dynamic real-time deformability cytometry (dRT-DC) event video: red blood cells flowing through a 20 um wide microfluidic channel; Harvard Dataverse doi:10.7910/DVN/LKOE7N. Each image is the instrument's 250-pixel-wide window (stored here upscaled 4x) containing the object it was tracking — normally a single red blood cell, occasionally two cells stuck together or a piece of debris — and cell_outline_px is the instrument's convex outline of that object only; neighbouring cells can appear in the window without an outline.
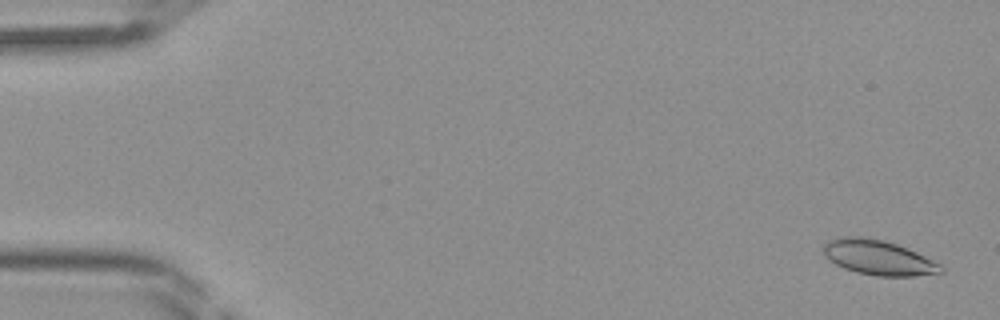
{"species": "Egyptian fruit bat (a non-hibernating species)", "species_latin": "Rousettus aegyptiacus", "temperature_condition": "room temperature", "stored_images_in_passage": 44, "camera_frame_rate_fps": 3000, "um_per_image_px": 0.085, "frame": {"image": 1, "passage_image": 2, "time_ms": 0.333, "image_size_px": [1000, 320], "cell_outline_px": [[944, 272], [916, 276], [876, 276], [856, 272], [844, 268], [836, 264], [824, 256], [824, 244], [828, 240], [844, 236], [860, 236], [884, 240], [896, 244], [916, 252], [940, 264], [944, 268]], "centroid_in_image_um": [74.65, 21.89], "position_along_channel_um": 10.3, "area_um2": 23.81}}
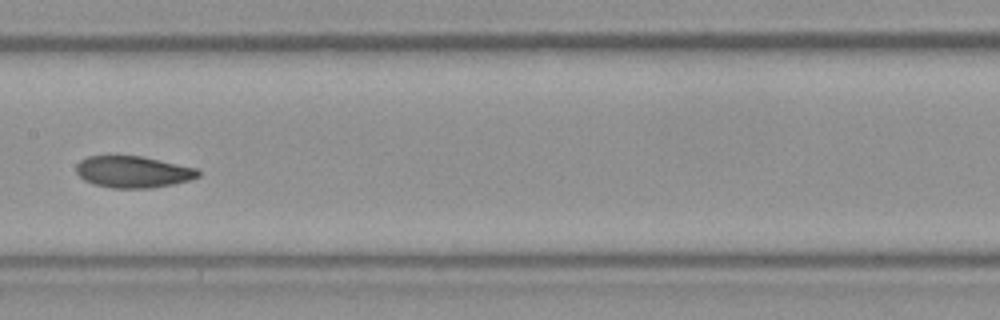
{"frame": {"image": 2, "passage_image": 23, "time_ms": 7.333, "image_size_px": [1000, 320], "cell_outline_px": [[200, 176], [188, 180], [172, 184], [148, 188], [112, 188], [92, 184], [84, 180], [76, 172], [76, 164], [80, 160], [88, 156], [144, 156], [200, 168]], "centroid_in_image_um": [11.33, 14.6], "position_along_channel_um": 196.1, "area_um2": 22.72}}
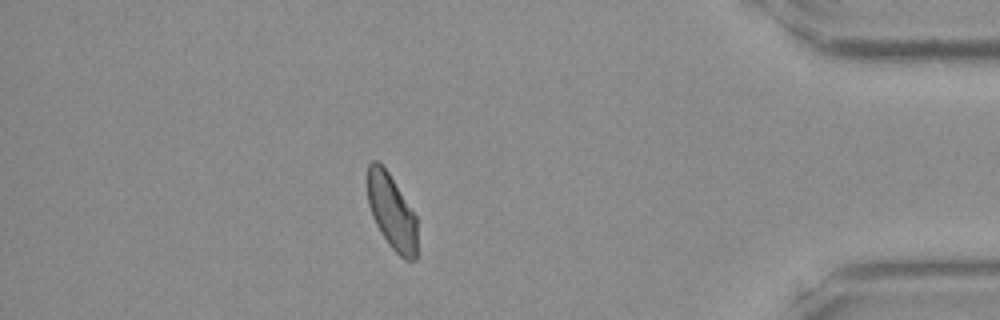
{"frame": {"image": 3, "passage_image": 39, "time_ms": 12.667, "image_size_px": [1000, 320], "cell_outline_px": [[416, 260], [404, 260], [388, 244], [380, 232], [372, 216], [368, 204], [368, 164], [372, 160], [376, 160], [388, 172], [416, 216]], "centroid_in_image_um": [33.28, 18.03], "position_along_channel_um": 401.9, "area_um2": 21.5}}